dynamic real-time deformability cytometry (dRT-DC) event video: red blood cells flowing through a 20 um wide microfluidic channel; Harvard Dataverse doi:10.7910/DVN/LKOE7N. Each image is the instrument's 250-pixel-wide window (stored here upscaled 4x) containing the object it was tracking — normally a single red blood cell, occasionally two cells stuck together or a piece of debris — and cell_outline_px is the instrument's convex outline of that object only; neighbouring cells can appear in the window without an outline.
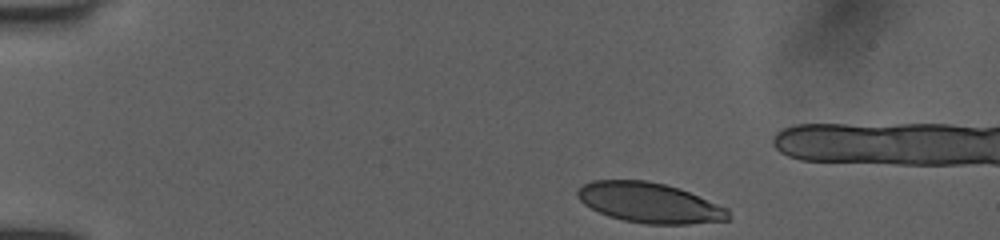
{"species": "human", "species_latin": "Homo sapiens", "temperature_condition": "room temperature", "stored_images_in_passage": 13, "camera_frame_rate_fps": 3000, "um_per_image_px": 0.085, "donor": {"sex": "female"}, "frame": {"image": 1, "passage_image": 1, "time_ms": 0.0, "image_size_px": [1000, 240], "cell_outline_px": [[732, 216], [728, 220], [688, 224], [644, 224], [624, 220], [608, 216], [584, 204], [576, 196], [576, 192], [584, 184], [592, 180], [644, 180], [664, 184], [680, 188], [728, 208]], "centroid_in_image_um": [55.23, 17.24], "position_along_channel_um": 29.8, "area_um2": 35.32}}
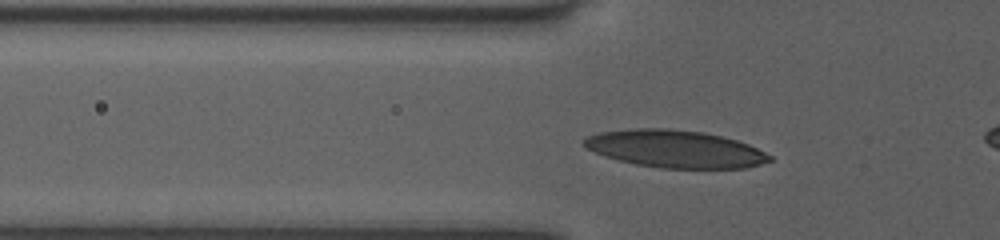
{"frame": {"image": 2, "passage_image": 10, "time_ms": 3.0, "image_size_px": [1000, 240], "cell_outline_px": [[772, 160], [760, 164], [744, 168], [660, 168], [636, 164], [604, 156], [584, 148], [580, 144], [588, 136], [600, 132], [632, 128], [668, 128], [704, 132], [736, 140], [748, 144], [772, 156]], "centroid_in_image_um": [57.34, 12.65], "position_along_channel_um": 68.5, "area_um2": 40.52}}